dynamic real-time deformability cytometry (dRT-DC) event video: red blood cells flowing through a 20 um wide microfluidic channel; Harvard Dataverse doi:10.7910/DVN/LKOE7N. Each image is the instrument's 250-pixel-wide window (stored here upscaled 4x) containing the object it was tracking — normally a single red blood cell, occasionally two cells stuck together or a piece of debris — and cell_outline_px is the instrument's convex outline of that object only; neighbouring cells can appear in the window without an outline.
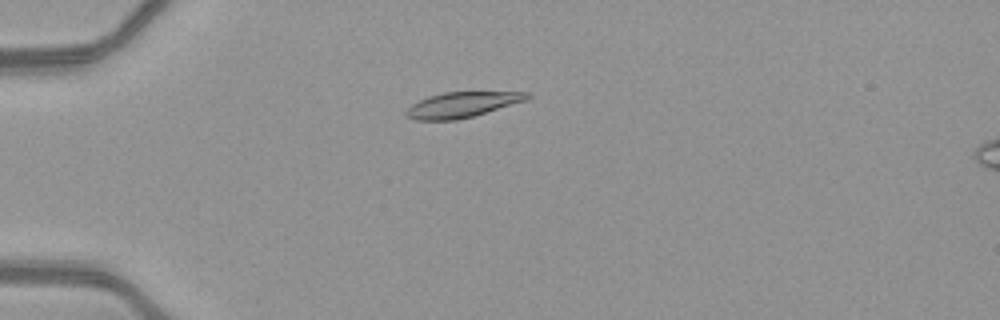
{"species": "common noctule bat (a hibernating species)", "species_latin": "Nyctalus noctula", "temperature_condition": "warm", "stored_images_in_passage": 52, "camera_frame_rate_fps": 3000, "um_per_image_px": 0.085, "animal": {"sex": "female", "body_mass_g": 21.9}, "frame": {"image": 1, "passage_image": 15, "time_ms": 4.667, "image_size_px": [1000, 320], "cell_outline_px": [[532, 96], [528, 100], [472, 116], [456, 120], [416, 120], [408, 116], [404, 112], [412, 104], [428, 96], [444, 92], [532, 92]], "centroid_in_image_um": [39.31, 8.89], "position_along_channel_um": 45.7, "area_um2": 17.8}}
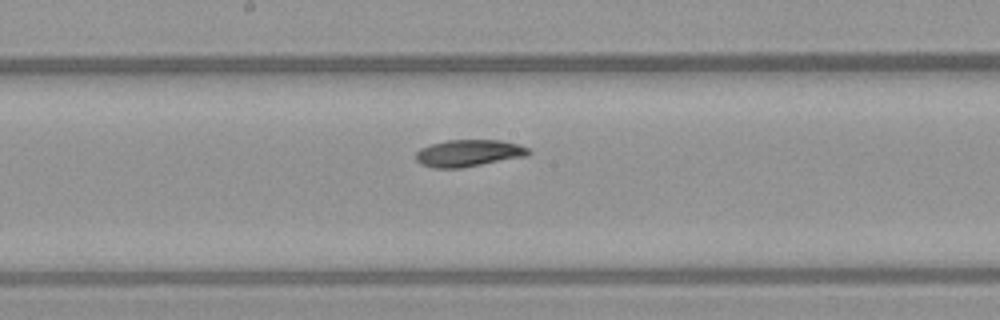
{"frame": {"image": 2, "passage_image": 29, "time_ms": 9.333, "image_size_px": [1000, 320], "cell_outline_px": [[532, 152], [528, 156], [460, 168], [432, 168], [420, 164], [416, 160], [416, 152], [420, 148], [432, 144], [448, 140], [500, 140], [520, 144], [528, 148]], "centroid_in_image_um": [39.85, 13.02], "position_along_channel_um": 208.3, "area_um2": 17.8}}
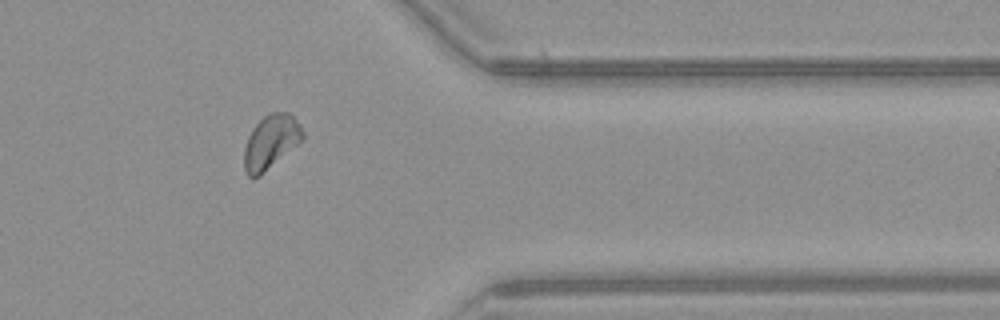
{"frame": {"image": 3, "passage_image": 43, "time_ms": 14.0, "image_size_px": [1000, 320], "cell_outline_px": [[304, 136], [296, 144], [260, 176], [252, 180], [248, 176], [244, 168], [244, 148], [248, 136], [252, 128], [264, 116], [272, 112], [288, 112], [300, 124], [304, 132]], "centroid_in_image_um": [22.98, 12.07], "position_along_channel_um": 388.4, "area_um2": 18.15}, "authors_computed_cell_mechanics": {"area_um2": 18.1492, "velocity_mm_per_s": 4.1071, "shape_relaxation_time_tau1_ms": 4.5006, "shape_relaxation_time_tau2_ms": 8.8466, "deformation_change_tau1": 0.1248, "deformation_change_tau2": 0.1447}}